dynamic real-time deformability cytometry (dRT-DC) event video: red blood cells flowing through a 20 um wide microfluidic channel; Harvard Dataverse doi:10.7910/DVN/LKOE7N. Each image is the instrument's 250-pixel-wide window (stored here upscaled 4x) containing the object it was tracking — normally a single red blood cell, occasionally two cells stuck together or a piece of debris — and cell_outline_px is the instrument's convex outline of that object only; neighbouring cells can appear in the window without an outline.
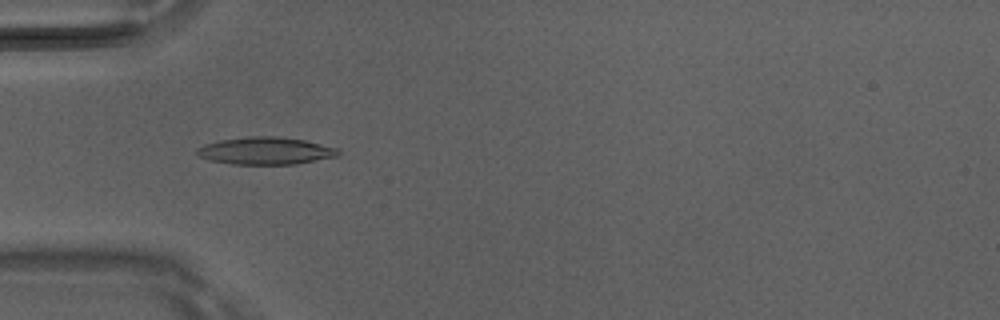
{"species": "Egyptian fruit bat (a non-hibernating species)", "species_latin": "Rousettus aegyptiacus", "temperature_condition": "room temperature", "stored_images_in_passage": 47, "camera_frame_rate_fps": 3000, "um_per_image_px": 0.085, "animal": {"sex": "male"}, "frame": {"image": 1, "passage_image": 13, "time_ms": 4.0, "image_size_px": [1000, 320], "cell_outline_px": [[340, 156], [296, 164], [232, 164], [208, 160], [196, 156], [196, 148], [204, 144], [220, 140], [252, 136], [276, 136], [304, 140], [340, 148]], "centroid_in_image_um": [22.58, 12.82], "position_along_channel_um": 62.4, "area_um2": 22.77}}
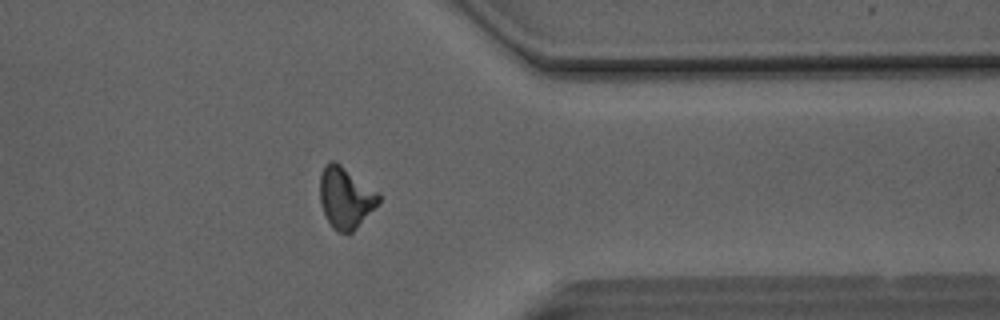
{"frame": {"image": 2, "passage_image": 37, "time_ms": 12.0, "image_size_px": [1000, 320], "cell_outline_px": [[380, 200], [356, 228], [348, 236], [332, 228], [324, 212], [320, 200], [320, 176], [324, 164], [328, 160], [336, 160], [380, 192]], "centroid_in_image_um": [29.36, 16.76], "position_along_channel_um": 382.0, "area_um2": 21.21}}
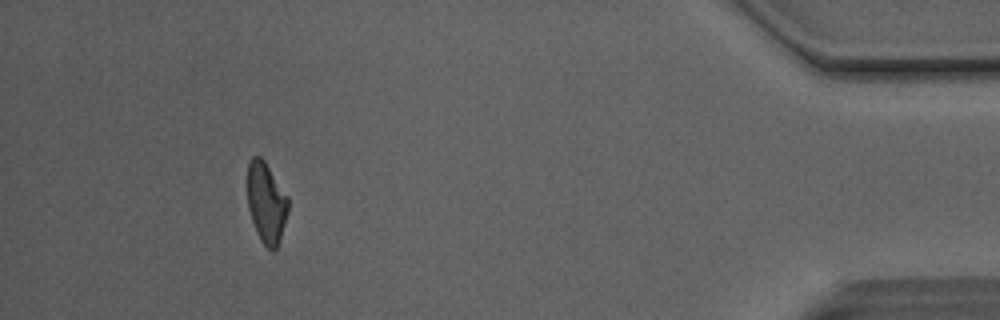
{"frame": {"image": 3, "passage_image": 43, "time_ms": 14.0, "image_size_px": [1000, 320], "cell_outline_px": [[288, 212], [280, 240], [276, 248], [272, 252], [260, 240], [256, 232], [248, 208], [248, 160], [252, 156], [260, 156], [264, 160], [288, 196]], "centroid_in_image_um": [22.64, 17.23], "position_along_channel_um": 412.6, "area_um2": 19.19}, "authors_computed_cell_mechanics": {"area_um2": 20.6924, "velocity_mm_per_s": 4.1441, "shape_relaxation_time_tau1_ms": 5.9207, "shape_relaxation_time_tau2_ms": 3.3899, "deformation_change_tau1": 0.1895, "deformation_change_tau2": 0.1311}}